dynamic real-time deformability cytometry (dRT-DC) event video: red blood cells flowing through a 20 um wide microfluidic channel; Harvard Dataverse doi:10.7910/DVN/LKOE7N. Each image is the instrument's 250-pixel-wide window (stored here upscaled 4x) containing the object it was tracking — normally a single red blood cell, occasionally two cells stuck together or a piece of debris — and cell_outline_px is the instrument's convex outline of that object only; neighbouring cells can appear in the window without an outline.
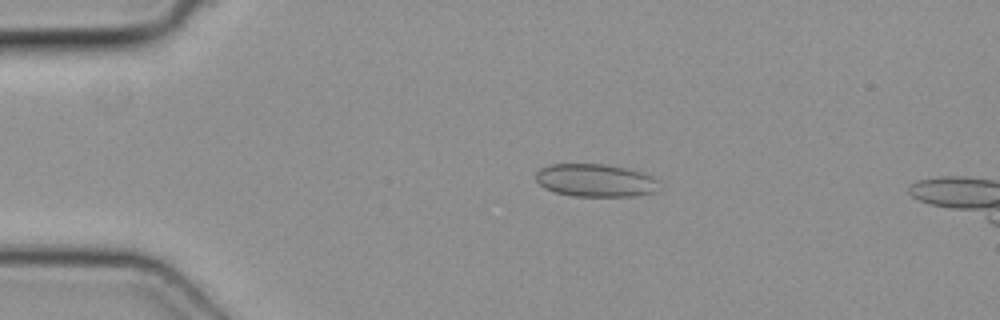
{"species": "common noctule bat (a hibernating species)", "species_latin": "Nyctalus noctula", "temperature_condition": "cold", "stored_images_in_passage": 5, "camera_frame_rate_fps": 3000, "um_per_image_px": 0.085, "animal": {"sex": "female", "body_mass_g": 19.3, "forearm_length_mm": 54.1}, "frame": {"image": 1, "passage_image": 3, "time_ms": 0.667, "image_size_px": [1000, 320], "cell_outline_px": [[656, 180], [652, 192], [636, 196], [572, 196], [556, 192], [544, 188], [536, 180], [536, 172], [540, 168], [552, 164], [604, 164], [624, 168], [640, 172], [652, 176]], "centroid_in_image_um": [50.52, 15.33], "position_along_channel_um": 34.5, "area_um2": 23.18}}